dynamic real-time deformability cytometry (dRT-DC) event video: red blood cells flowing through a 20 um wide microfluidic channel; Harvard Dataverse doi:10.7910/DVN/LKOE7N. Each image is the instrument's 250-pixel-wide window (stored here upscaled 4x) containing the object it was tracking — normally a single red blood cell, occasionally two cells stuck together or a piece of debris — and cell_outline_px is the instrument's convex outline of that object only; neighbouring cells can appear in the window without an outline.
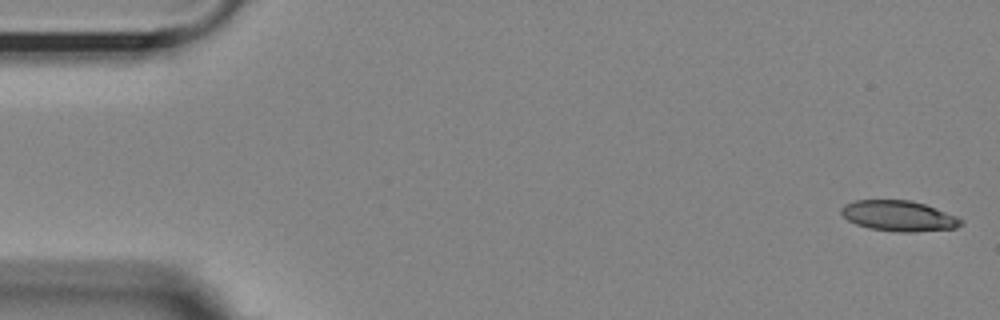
{"species": "Egyptian fruit bat (a non-hibernating species)", "species_latin": "Rousettus aegyptiacus", "temperature_condition": "room temperature", "stored_images_in_passage": 24, "camera_frame_rate_fps": 3000, "um_per_image_px": 0.085, "animal": {"sex": "female"}, "frame": {"image": 1, "passage_image": 1, "time_ms": 0.0, "image_size_px": [1000, 320], "cell_outline_px": [[964, 224], [956, 228], [916, 232], [896, 232], [872, 228], [856, 224], [848, 220], [840, 212], [840, 208], [844, 204], [856, 200], [908, 200], [924, 204], [956, 216], [964, 220]], "centroid_in_image_um": [76.41, 18.36], "position_along_channel_um": 8.6, "area_um2": 21.27}}